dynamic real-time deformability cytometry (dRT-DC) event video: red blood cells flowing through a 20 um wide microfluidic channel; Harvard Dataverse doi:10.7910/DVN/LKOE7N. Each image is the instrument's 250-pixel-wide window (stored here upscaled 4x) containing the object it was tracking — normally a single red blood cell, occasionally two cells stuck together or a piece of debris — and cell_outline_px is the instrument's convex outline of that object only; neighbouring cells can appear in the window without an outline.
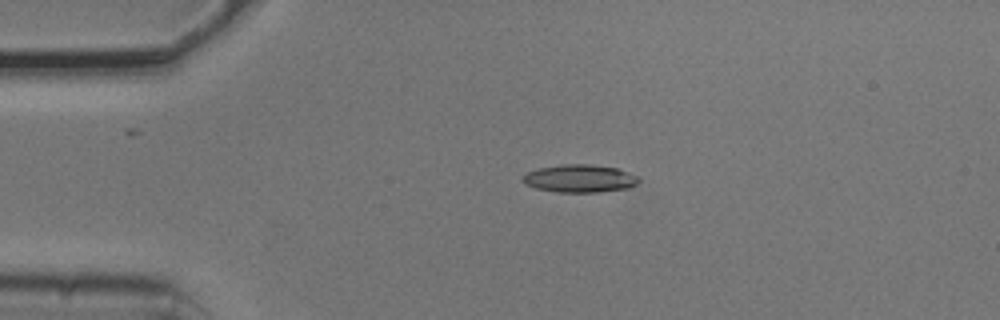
{"species": "common noctule bat (a hibernating species)", "species_latin": "Nyctalus noctula", "temperature_condition": "cold", "stored_images_in_passage": 3, "camera_frame_rate_fps": 3000, "um_per_image_px": 0.085, "animal": {"sex": "male", "body_mass_g": 20.5, "forearm_length_mm": 52.5}, "frame": {"image": 1, "passage_image": 2, "time_ms": 0.333, "image_size_px": [1000, 320], "cell_outline_px": [[640, 180], [636, 184], [628, 188], [600, 192], [556, 192], [536, 188], [524, 184], [520, 180], [528, 172], [540, 168], [560, 164], [588, 164], [616, 168], [628, 172], [636, 176]], "centroid_in_image_um": [49.25, 15.18], "position_along_channel_um": 35.7, "area_um2": 18.73}}